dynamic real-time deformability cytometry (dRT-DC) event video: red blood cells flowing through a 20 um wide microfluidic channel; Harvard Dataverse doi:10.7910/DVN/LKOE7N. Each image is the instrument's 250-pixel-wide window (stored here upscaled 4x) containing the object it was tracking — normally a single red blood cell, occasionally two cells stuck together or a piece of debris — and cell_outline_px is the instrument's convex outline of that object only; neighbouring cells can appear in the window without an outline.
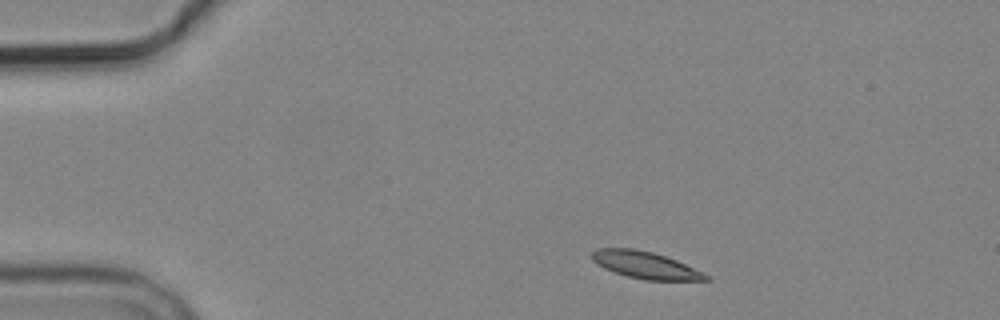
{"species": "common noctule bat (a hibernating species)", "species_latin": "Nyctalus noctula", "temperature_condition": "cold", "stored_images_in_passage": 4, "camera_frame_rate_fps": 3000, "um_per_image_px": 0.085, "animal": {"sex": "male", "body_mass_g": 19.2, "forearm_length_mm": 51.8}, "frame": {"image": 1, "passage_image": 1, "time_ms": 0.0, "image_size_px": [1000, 320], "cell_outline_px": [[712, 280], [644, 280], [628, 276], [604, 268], [596, 264], [588, 256], [596, 248], [636, 248], [652, 252], [676, 260], [704, 272], [712, 276]], "centroid_in_image_um": [54.85, 22.52], "position_along_channel_um": 30.1, "area_um2": 18.09}}